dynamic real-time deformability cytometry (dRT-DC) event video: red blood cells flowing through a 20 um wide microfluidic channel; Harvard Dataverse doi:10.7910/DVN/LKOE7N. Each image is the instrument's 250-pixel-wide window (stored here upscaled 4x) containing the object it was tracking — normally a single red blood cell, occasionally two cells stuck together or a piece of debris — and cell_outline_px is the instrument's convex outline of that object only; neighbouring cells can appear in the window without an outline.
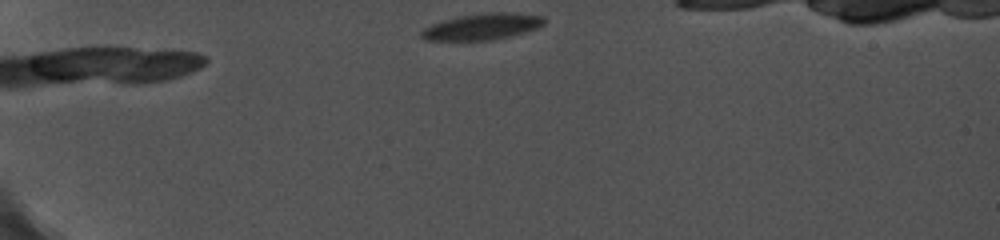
{"species": "common noctule bat (a hibernating species)", "species_latin": "Nyctalus noctula", "temperature_condition": "cold", "stored_images_in_passage": 35, "camera_frame_rate_fps": 5000, "um_per_image_px": 0.085, "animal": {"sex": "female", "body_mass_g": 19.0, "forearm_length_mm": 56.7}, "frame": {"image": 1, "passage_image": 1, "time_ms": 0.0, "image_size_px": [1000, 240], "cell_outline_px": [[544, 24], [536, 28], [524, 32], [492, 40], [428, 40], [420, 36], [420, 32], [424, 28], [432, 24], [444, 20], [460, 16], [484, 12], [516, 12], [544, 16]], "centroid_in_image_um": [41.0, 2.24], "position_along_channel_um": 44.0, "area_um2": 18.73}}
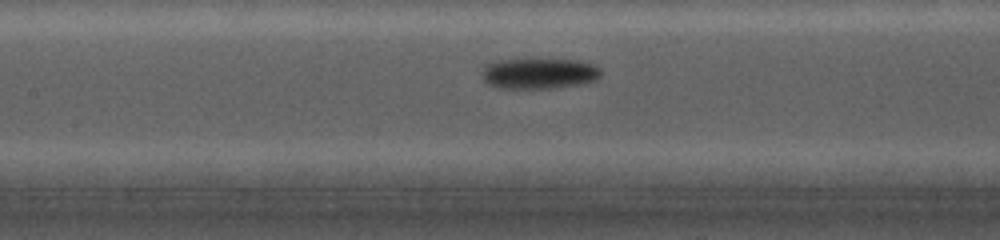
{"frame": {"image": 2, "passage_image": 14, "time_ms": 4.6, "image_size_px": [1000, 240], "cell_outline_px": [[600, 76], [596, 80], [580, 84], [548, 88], [496, 88], [488, 84], [480, 76], [480, 72], [484, 64], [496, 60], [580, 60], [592, 64], [600, 68]], "centroid_in_image_um": [45.75, 6.24], "position_along_channel_um": 161.7, "area_um2": 21.33}}
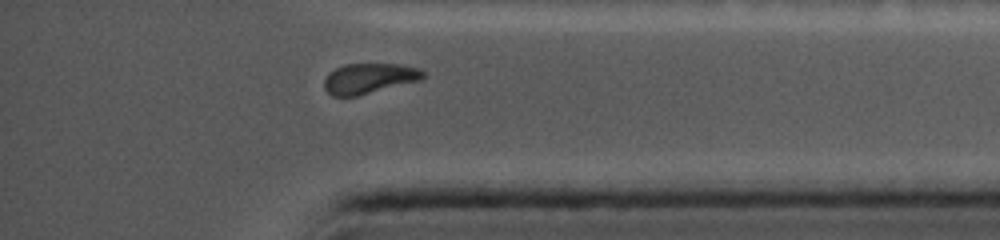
{"frame": {"image": 3, "passage_image": 32, "time_ms": 11.0, "image_size_px": [1000, 240], "cell_outline_px": [[424, 80], [356, 96], [332, 96], [324, 88], [324, 80], [328, 72], [344, 64], [400, 64], [420, 68], [424, 72]], "centroid_in_image_um": [31.4, 6.66], "position_along_channel_um": 403.8, "area_um2": 17.69}, "authors_computed_cell_mechanics": {"area_um2": 19.7098, "velocity_mm_per_s": 3.7632, "shape_relaxation_time_tau1_ms": null, "shape_relaxation_time_tau2_ms": 5.1353, "deformation_change_tau1": null, "deformation_change_tau2": 0.0829}}